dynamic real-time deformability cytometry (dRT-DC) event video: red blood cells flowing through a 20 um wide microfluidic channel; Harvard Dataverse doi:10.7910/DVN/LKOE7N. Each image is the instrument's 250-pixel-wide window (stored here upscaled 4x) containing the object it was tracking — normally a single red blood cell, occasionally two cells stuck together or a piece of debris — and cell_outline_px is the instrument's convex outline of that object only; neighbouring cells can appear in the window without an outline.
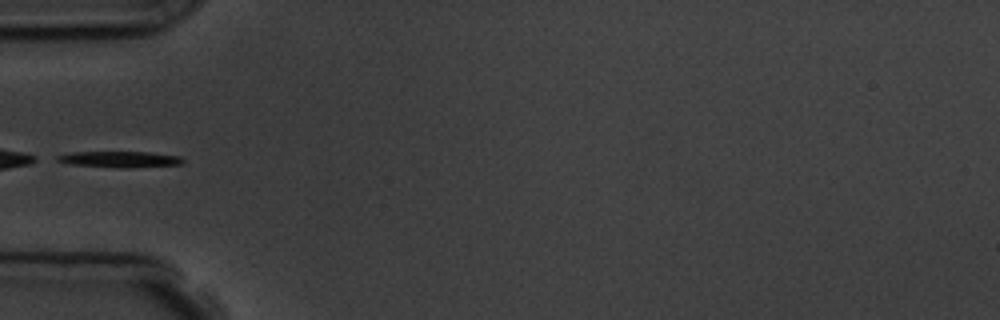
{"species": "common noctule bat (a hibernating species)", "species_latin": "Nyctalus noctula", "temperature_condition": "room temperature", "stored_images_in_passage": 4, "segment_of_instrument_passage": [2, 2], "camera_frame_rate_fps": 3000, "um_per_image_px": 0.085, "animal": {"sex": "male", "body_mass_g": 19.5, "forearm_length_mm": 54.6}, "frame": {"image": 1, "passage_image": 4, "time_ms": 3.333, "image_size_px": [1000, 320], "cell_outline_px": [[184, 164], [124, 168], [116, 168], [72, 164], [56, 160], [56, 156], [72, 152], [148, 152], [180, 156], [184, 160]], "centroid_in_image_um": [10.22, 13.54], "position_along_channel_um": 74.8, "area_um2": 11.73}}